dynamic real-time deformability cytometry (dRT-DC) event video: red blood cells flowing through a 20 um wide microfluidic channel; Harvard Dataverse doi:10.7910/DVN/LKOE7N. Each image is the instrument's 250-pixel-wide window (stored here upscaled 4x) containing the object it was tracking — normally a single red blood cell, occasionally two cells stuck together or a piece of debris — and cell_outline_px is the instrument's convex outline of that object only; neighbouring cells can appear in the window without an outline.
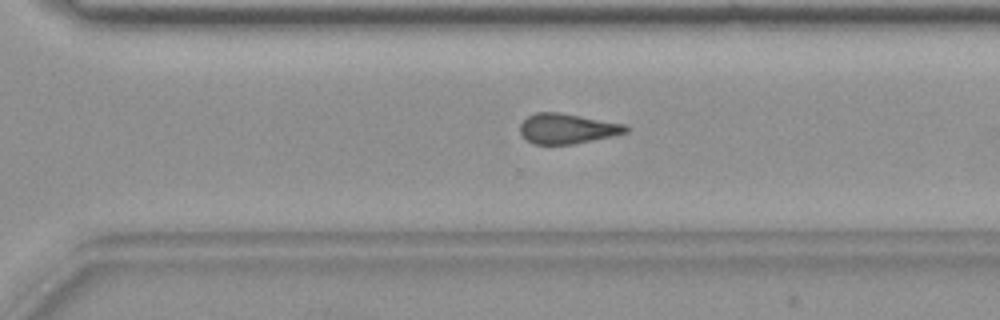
{"species": "common noctule bat (a hibernating species)", "species_latin": "Nyctalus noctula", "temperature_condition": "warm", "stored_images_in_passage": 42, "camera_frame_rate_fps": 3000, "um_per_image_px": 0.085, "animal": {"sex": "female", "body_mass_g": 19.9}, "frame": {"image": 1, "passage_image": 29, "time_ms": 9.333, "image_size_px": [1000, 320], "cell_outline_px": [[632, 128], [628, 132], [612, 136], [576, 144], [532, 144], [520, 132], [520, 124], [528, 116], [536, 112], [560, 112], [628, 124]], "centroid_in_image_um": [48.28, 10.92], "position_along_channel_um": 322.3, "area_um2": 18.84}}
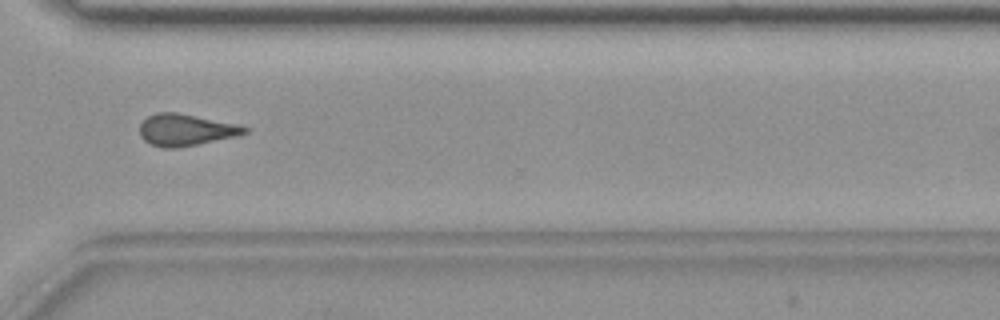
{"frame": {"image": 2, "passage_image": 31, "time_ms": 10.0, "image_size_px": [1000, 320], "cell_outline_px": [[248, 132], [236, 136], [180, 148], [164, 148], [152, 144], [144, 140], [140, 136], [140, 124], [148, 116], [156, 112], [176, 112], [236, 124], [248, 128]], "centroid_in_image_um": [15.76, 11.05], "position_along_channel_um": 354.8, "area_um2": 19.25}}
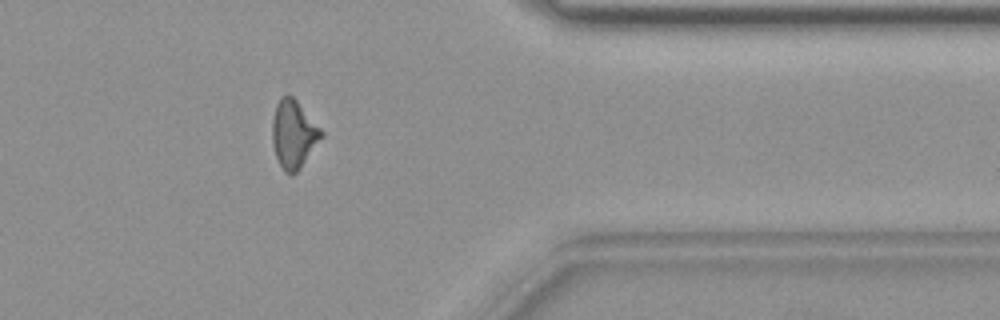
{"frame": {"image": 3, "passage_image": 34, "time_ms": 11.0, "image_size_px": [1000, 320], "cell_outline_px": [[324, 136], [300, 168], [292, 176], [288, 176], [284, 172], [276, 156], [272, 140], [272, 120], [276, 104], [280, 96], [288, 92], [296, 100], [324, 132]], "centroid_in_image_um": [24.95, 11.4], "position_along_channel_um": 386.4, "area_um2": 19.59}}